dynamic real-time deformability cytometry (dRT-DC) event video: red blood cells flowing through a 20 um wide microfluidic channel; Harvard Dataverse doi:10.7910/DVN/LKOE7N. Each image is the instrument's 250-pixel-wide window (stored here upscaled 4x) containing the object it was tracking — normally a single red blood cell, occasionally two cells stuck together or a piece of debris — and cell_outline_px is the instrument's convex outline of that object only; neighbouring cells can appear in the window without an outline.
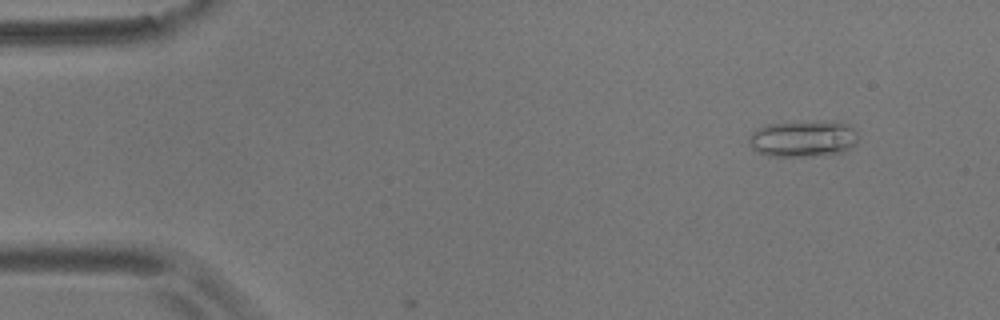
{"species": "common noctule bat (a hibernating species)", "species_latin": "Nyctalus noctula", "temperature_condition": "room temperature", "stored_images_in_passage": 4, "camera_frame_rate_fps": 3000, "um_per_image_px": 0.085, "animal": {"sex": "male", "body_mass_g": 17.9}, "frame": {"image": 1, "passage_image": 2, "time_ms": 1.0, "image_size_px": [1000, 320], "cell_outline_px": [[860, 136], [856, 144], [840, 152], [812, 156], [768, 156], [756, 152], [752, 148], [748, 140], [752, 132], [756, 128], [768, 124], [820, 120], [836, 120], [852, 124], [860, 132]], "centroid_in_image_um": [68.34, 11.75], "position_along_channel_um": 16.7, "area_um2": 23.93}}